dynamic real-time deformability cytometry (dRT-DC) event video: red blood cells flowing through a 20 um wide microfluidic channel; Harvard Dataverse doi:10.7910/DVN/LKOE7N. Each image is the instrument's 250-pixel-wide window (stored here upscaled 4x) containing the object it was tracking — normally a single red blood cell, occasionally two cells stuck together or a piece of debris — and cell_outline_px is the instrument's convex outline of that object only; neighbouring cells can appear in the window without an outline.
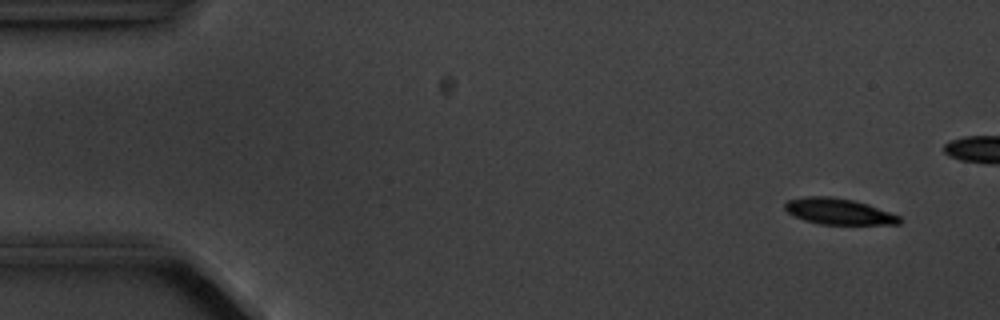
{"species": "common noctule bat (a hibernating species)", "species_latin": "Nyctalus noctula", "temperature_condition": "cold", "stored_images_in_passage": 4, "camera_frame_rate_fps": 3000, "um_per_image_px": 0.085, "animal": {"sex": "male", "body_mass_g": 20.1, "forearm_length_mm": 53.5}, "frame": {"image": 1, "passage_image": 1, "time_ms": 0.0, "image_size_px": [1000, 320], "cell_outline_px": [[900, 224], [820, 224], [804, 220], [792, 216], [784, 208], [784, 204], [788, 200], [804, 196], [832, 196], [852, 200], [868, 204], [900, 216]], "centroid_in_image_um": [71.24, 17.96], "position_along_channel_um": 13.8, "area_um2": 17.4}}